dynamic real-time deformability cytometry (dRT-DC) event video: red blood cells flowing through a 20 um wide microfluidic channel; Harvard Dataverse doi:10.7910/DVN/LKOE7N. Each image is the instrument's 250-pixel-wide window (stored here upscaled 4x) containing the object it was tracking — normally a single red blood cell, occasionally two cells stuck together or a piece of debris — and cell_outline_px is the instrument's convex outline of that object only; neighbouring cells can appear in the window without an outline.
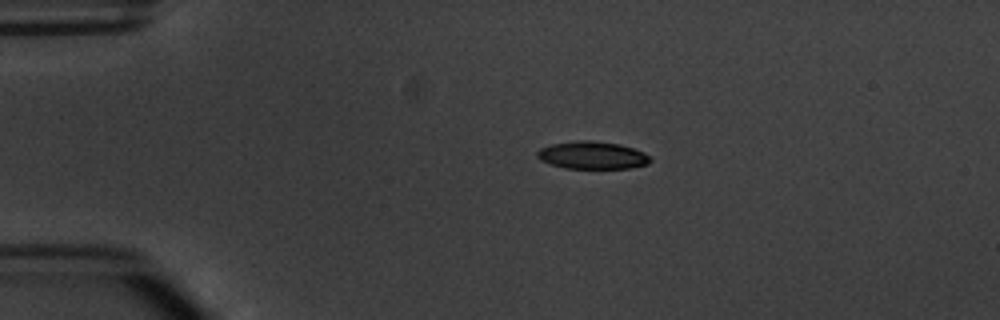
{"species": "common noctule bat (a hibernating species)", "species_latin": "Nyctalus noctula", "temperature_condition": "warm", "stored_images_in_passage": 2, "camera_frame_rate_fps": 3000, "um_per_image_px": 0.085, "animal": {"sex": "male", "body_mass_g": 20.1, "forearm_length_mm": 53.5}, "frame": {"image": 1, "passage_image": 1, "time_ms": 0.0, "image_size_px": [1000, 320], "cell_outline_px": [[652, 160], [648, 164], [628, 168], [564, 168], [540, 160], [536, 156], [536, 152], [540, 148], [552, 144], [580, 140], [588, 140], [620, 144], [644, 152]], "centroid_in_image_um": [50.33, 13.19], "position_along_channel_um": 34.7, "area_um2": 18.03}}